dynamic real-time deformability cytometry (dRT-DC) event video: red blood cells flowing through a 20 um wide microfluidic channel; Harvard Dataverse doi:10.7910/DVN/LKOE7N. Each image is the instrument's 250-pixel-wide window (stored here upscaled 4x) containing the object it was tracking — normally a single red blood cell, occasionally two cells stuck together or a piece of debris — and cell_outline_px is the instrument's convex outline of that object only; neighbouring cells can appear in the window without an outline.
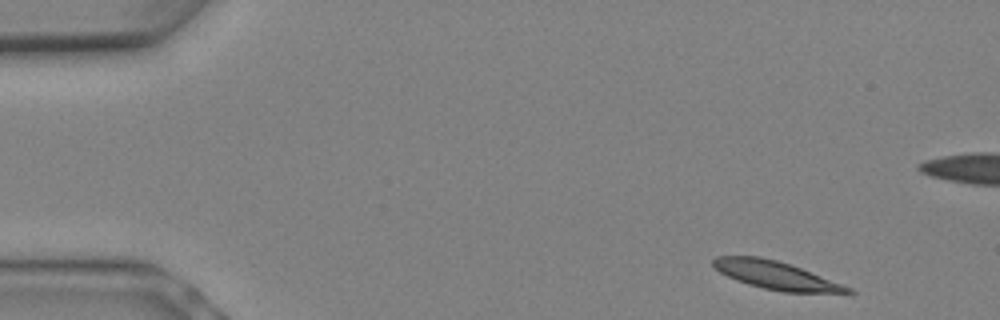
{"species": "Egyptian fruit bat (a non-hibernating species)", "species_latin": "Rousettus aegyptiacus", "temperature_condition": "warm", "stored_images_in_passage": 8, "camera_frame_rate_fps": 3000, "um_per_image_px": 0.085, "animal": {"sex": "female"}, "frame": {"image": 1, "passage_image": 1, "time_ms": 0.0, "image_size_px": [1000, 320], "cell_outline_px": [[856, 292], [784, 292], [764, 288], [748, 284], [736, 280], [720, 272], [712, 264], [712, 260], [716, 256], [760, 256], [776, 260], [800, 268], [852, 288]], "centroid_in_image_um": [65.89, 23.38], "position_along_channel_um": 19.1, "area_um2": 21.44}}
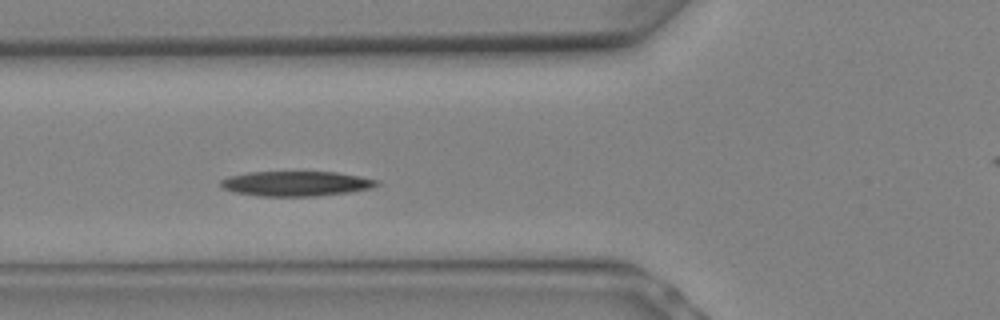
{"frame": {"image": 2, "passage_image": 7, "time_ms": 2.0, "image_size_px": [1000, 320], "cell_outline_px": [[380, 184], [372, 188], [348, 192], [316, 196], [256, 196], [232, 192], [224, 188], [220, 184], [220, 180], [228, 176], [248, 172], [336, 172], [360, 176], [380, 180]], "centroid_in_image_um": [25.16, 15.6], "position_along_channel_um": 100.6, "area_um2": 22.83}}